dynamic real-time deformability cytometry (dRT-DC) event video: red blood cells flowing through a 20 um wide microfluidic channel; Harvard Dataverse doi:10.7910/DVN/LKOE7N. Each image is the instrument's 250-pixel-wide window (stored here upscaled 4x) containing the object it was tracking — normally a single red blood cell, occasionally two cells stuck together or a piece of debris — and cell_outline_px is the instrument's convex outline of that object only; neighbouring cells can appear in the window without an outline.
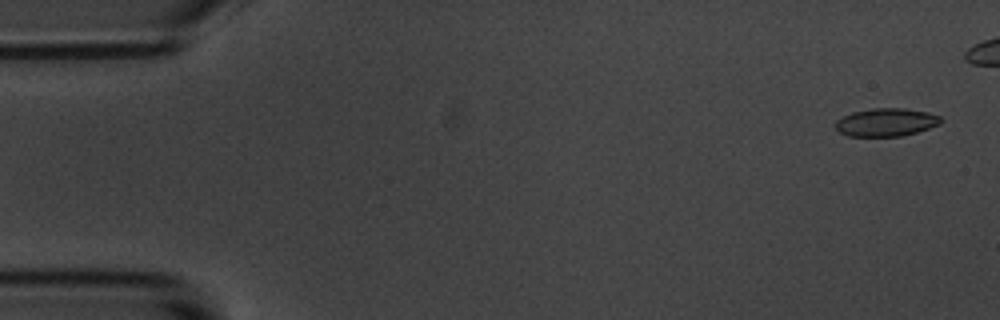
{"species": "common noctule bat (a hibernating species)", "species_latin": "Nyctalus noctula", "temperature_condition": "room temperature", "stored_images_in_passage": 45, "camera_frame_rate_fps": 3000, "um_per_image_px": 0.085, "animal": {"sex": "male", "body_mass_g": 20.1, "forearm_length_mm": 53.5}, "frame": {"image": 1, "passage_image": 2, "time_ms": 0.333, "image_size_px": [1000, 320], "cell_outline_px": [[940, 124], [916, 132], [900, 136], [848, 136], [840, 132], [836, 128], [836, 120], [852, 112], [872, 108], [904, 108], [928, 112], [940, 116]], "centroid_in_image_um": [75.31, 10.38], "position_along_channel_um": 9.7, "area_um2": 17.05}}
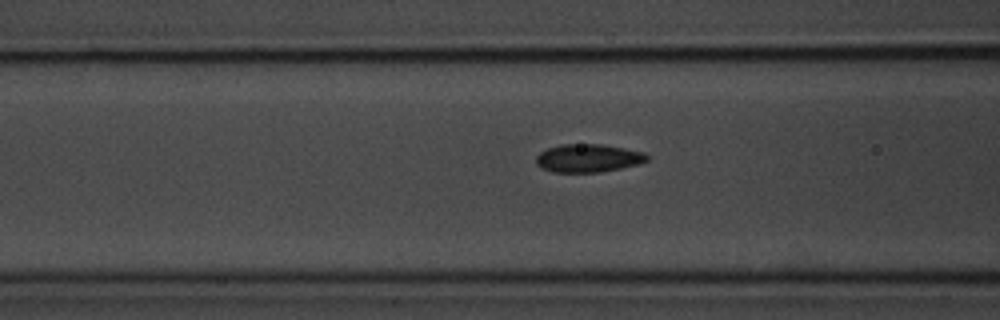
{"frame": {"image": 2, "passage_image": 21, "time_ms": 6.667, "image_size_px": [1000, 320], "cell_outline_px": [[648, 160], [636, 164], [620, 168], [596, 172], [552, 172], [540, 168], [536, 164], [536, 156], [540, 152], [548, 148], [560, 144], [600, 144], [624, 148], [644, 152], [648, 156]], "centroid_in_image_um": [49.94, 13.44], "position_along_channel_um": 116.7, "area_um2": 18.09}}
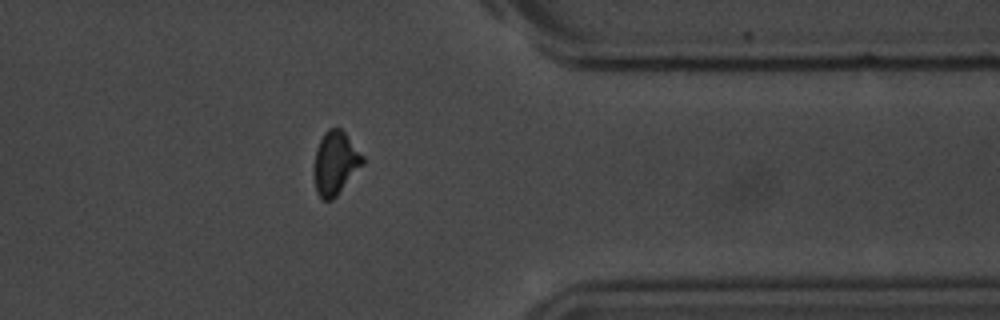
{"frame": {"image": 3, "passage_image": 44, "time_ms": 14.333, "image_size_px": [1000, 320], "cell_outline_px": [[364, 164], [336, 196], [332, 200], [324, 200], [316, 192], [316, 148], [324, 132], [328, 128], [340, 128], [344, 132], [364, 156]], "centroid_in_image_um": [28.54, 13.84], "position_along_channel_um": 382.9, "area_um2": 17.51}}